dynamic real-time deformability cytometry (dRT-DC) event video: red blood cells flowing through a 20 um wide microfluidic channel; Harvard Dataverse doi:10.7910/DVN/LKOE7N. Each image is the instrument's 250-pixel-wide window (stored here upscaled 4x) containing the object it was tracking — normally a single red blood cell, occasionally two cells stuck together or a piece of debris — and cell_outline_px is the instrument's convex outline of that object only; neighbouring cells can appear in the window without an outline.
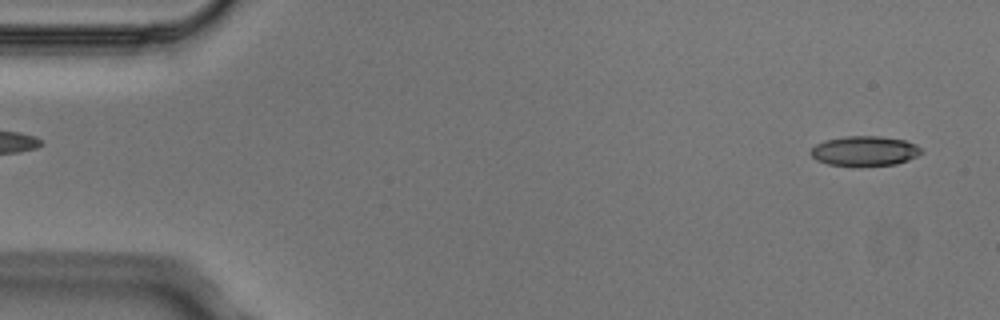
{"species": "Egyptian fruit bat (a non-hibernating species)", "species_latin": "Rousettus aegyptiacus", "temperature_condition": "cold", "stored_images_in_passage": 5, "segment_of_instrument_passage": [2, 2], "camera_frame_rate_fps": 3000, "um_per_image_px": 0.085, "animal": {"sex": "male"}, "frame": {"image": 1, "passage_image": 5, "time_ms": 1.333, "image_size_px": [1000, 320], "cell_outline_px": [[924, 152], [908, 160], [896, 164], [860, 168], [828, 164], [816, 160], [808, 152], [816, 144], [824, 140], [844, 136], [880, 136], [904, 140], [916, 144]], "centroid_in_image_um": [73.47, 12.86], "position_along_channel_um": 11.5, "area_um2": 19.83}}